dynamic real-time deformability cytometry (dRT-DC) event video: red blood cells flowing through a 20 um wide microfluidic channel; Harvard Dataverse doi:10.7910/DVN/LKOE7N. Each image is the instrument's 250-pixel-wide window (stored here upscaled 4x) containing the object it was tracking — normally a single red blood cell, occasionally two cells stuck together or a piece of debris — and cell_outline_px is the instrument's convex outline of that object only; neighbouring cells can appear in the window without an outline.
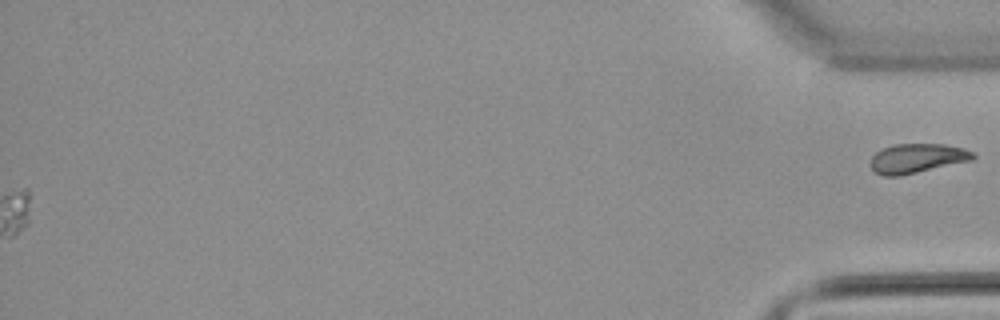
{"species": "common noctule bat (a hibernating species)", "species_latin": "Nyctalus noctula", "temperature_condition": "warm", "stored_images_in_passage": 41, "camera_frame_rate_fps": 3000, "um_per_image_px": 0.085, "animal": {"sex": "male", "body_mass_g": 21.5, "forearm_length_mm": 52.0}, "frame": {"image": 1, "passage_image": 41, "time_ms": 13.333, "image_size_px": [1000, 320], "cell_outline_px": [[976, 156], [972, 160], [900, 176], [884, 176], [876, 172], [868, 164], [872, 156], [880, 148], [892, 144], [944, 144], [964, 148], [972, 152]], "centroid_in_image_um": [77.91, 13.45], "position_along_channel_um": 357.3, "area_um2": 17.69}}